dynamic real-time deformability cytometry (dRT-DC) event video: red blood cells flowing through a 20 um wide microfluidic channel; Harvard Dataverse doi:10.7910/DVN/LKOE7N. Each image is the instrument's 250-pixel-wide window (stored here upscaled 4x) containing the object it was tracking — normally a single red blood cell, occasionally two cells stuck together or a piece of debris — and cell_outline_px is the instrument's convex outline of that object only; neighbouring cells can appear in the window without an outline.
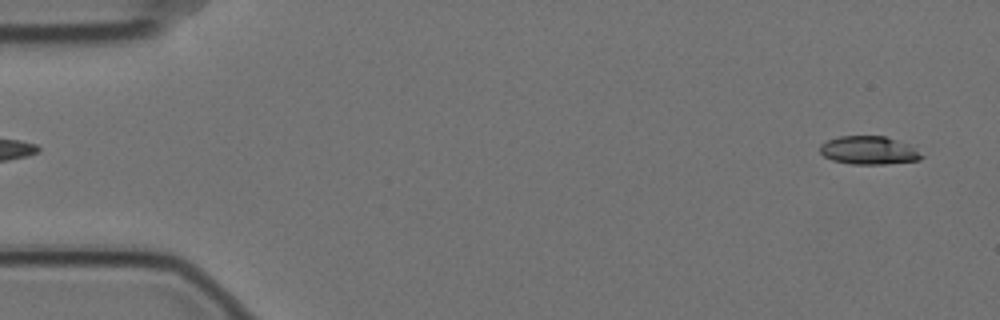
{"species": "Egyptian fruit bat (a non-hibernating species)", "species_latin": "Rousettus aegyptiacus", "temperature_condition": "cold", "stored_images_in_passage": 46, "camera_frame_rate_fps": 3000, "um_per_image_px": 0.085, "animal": {"sex": "female"}, "frame": {"image": 1, "passage_image": 2, "time_ms": 0.333, "image_size_px": [1000, 320], "cell_outline_px": [[924, 156], [920, 160], [884, 164], [852, 164], [832, 160], [824, 156], [820, 152], [820, 144], [828, 140], [840, 136], [884, 136], [908, 144]], "centroid_in_image_um": [73.83, 12.78], "position_along_channel_um": 11.2, "area_um2": 16.59}}
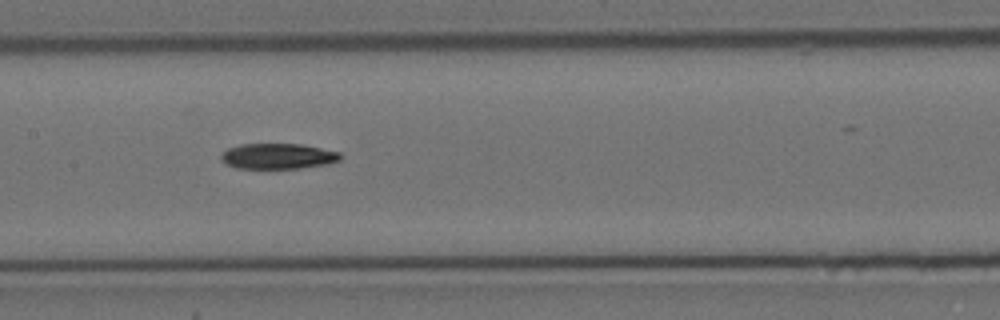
{"frame": {"image": 2, "passage_image": 27, "time_ms": 8.667, "image_size_px": [1000, 320], "cell_outline_px": [[344, 156], [340, 160], [328, 164], [300, 168], [236, 168], [224, 164], [220, 160], [220, 156], [228, 148], [240, 144], [300, 144], [340, 152]], "centroid_in_image_um": [23.62, 13.28], "position_along_channel_um": 183.8, "area_um2": 17.86}}
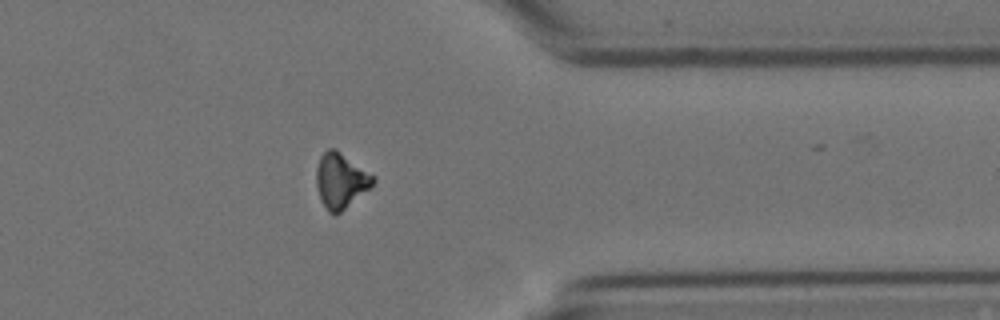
{"frame": {"image": 3, "passage_image": 45, "time_ms": 14.667, "image_size_px": [1000, 320], "cell_outline_px": [[376, 180], [368, 188], [336, 216], [332, 216], [328, 212], [320, 200], [316, 184], [316, 168], [320, 156], [328, 148], [336, 148], [376, 176]], "centroid_in_image_um": [28.94, 15.34], "position_along_channel_um": 382.5, "area_um2": 18.38}}